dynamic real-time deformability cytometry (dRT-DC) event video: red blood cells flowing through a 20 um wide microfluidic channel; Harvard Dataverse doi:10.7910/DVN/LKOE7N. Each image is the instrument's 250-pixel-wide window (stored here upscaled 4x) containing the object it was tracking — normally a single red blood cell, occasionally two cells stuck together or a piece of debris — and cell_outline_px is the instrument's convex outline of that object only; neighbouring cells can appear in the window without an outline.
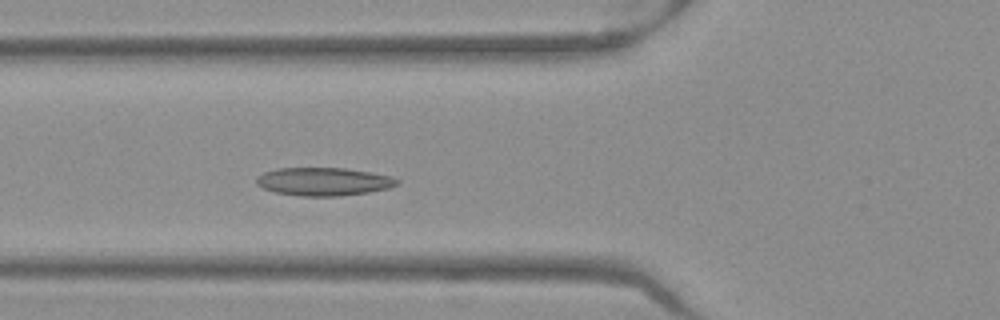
{"species": "Egyptian fruit bat (a non-hibernating species)", "species_latin": "Rousettus aegyptiacus", "temperature_condition": "warm", "stored_images_in_passage": 48, "camera_frame_rate_fps": 3000, "um_per_image_px": 0.085, "frame": {"image": 1, "passage_image": 16, "time_ms": 5.0, "image_size_px": [1000, 320], "cell_outline_px": [[400, 184], [388, 188], [368, 192], [340, 196], [300, 196], [276, 192], [264, 188], [256, 184], [256, 176], [264, 172], [276, 168], [344, 168], [392, 176], [400, 180]], "centroid_in_image_um": [27.51, 15.43], "position_along_channel_um": 98.3, "area_um2": 23.06}}
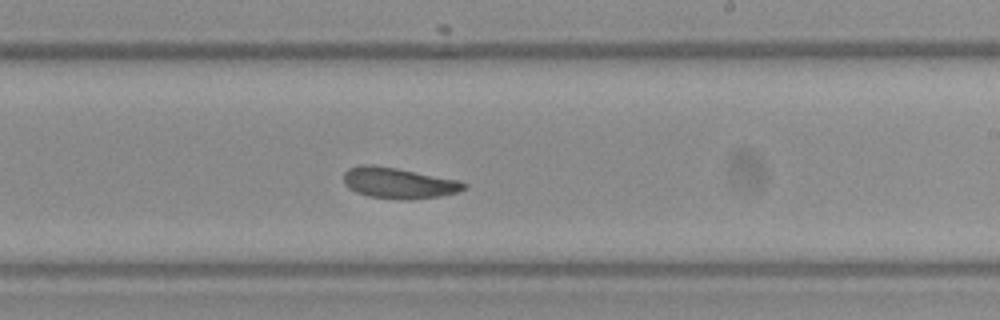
{"frame": {"image": 2, "passage_image": 28, "time_ms": 9.0, "image_size_px": [1000, 320], "cell_outline_px": [[468, 188], [456, 192], [440, 196], [404, 200], [368, 196], [356, 192], [348, 188], [344, 184], [344, 172], [348, 168], [360, 164], [372, 164], [396, 168], [460, 180], [468, 184]], "centroid_in_image_um": [33.87, 15.55], "position_along_channel_um": 255.1, "area_um2": 21.79}}
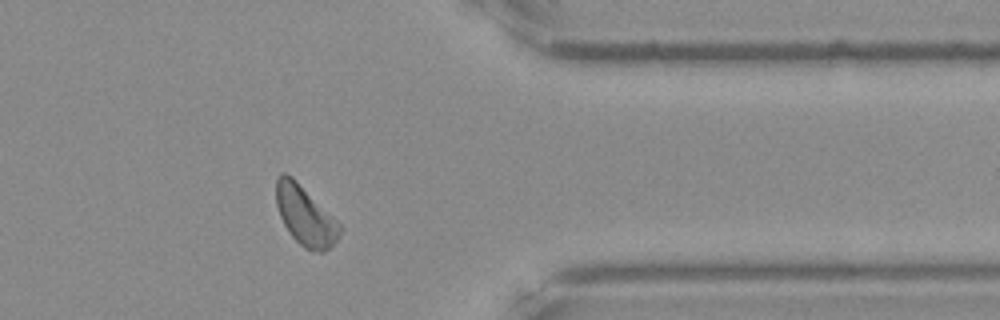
{"frame": {"image": 3, "passage_image": 39, "time_ms": 12.667, "image_size_px": [1000, 320], "cell_outline_px": [[344, 228], [332, 248], [324, 252], [320, 252], [304, 248], [288, 232], [280, 216], [276, 204], [276, 176], [280, 172], [284, 172], [292, 176]], "centroid_in_image_um": [25.95, 18.34], "position_along_channel_um": 385.5, "area_um2": 22.08}}